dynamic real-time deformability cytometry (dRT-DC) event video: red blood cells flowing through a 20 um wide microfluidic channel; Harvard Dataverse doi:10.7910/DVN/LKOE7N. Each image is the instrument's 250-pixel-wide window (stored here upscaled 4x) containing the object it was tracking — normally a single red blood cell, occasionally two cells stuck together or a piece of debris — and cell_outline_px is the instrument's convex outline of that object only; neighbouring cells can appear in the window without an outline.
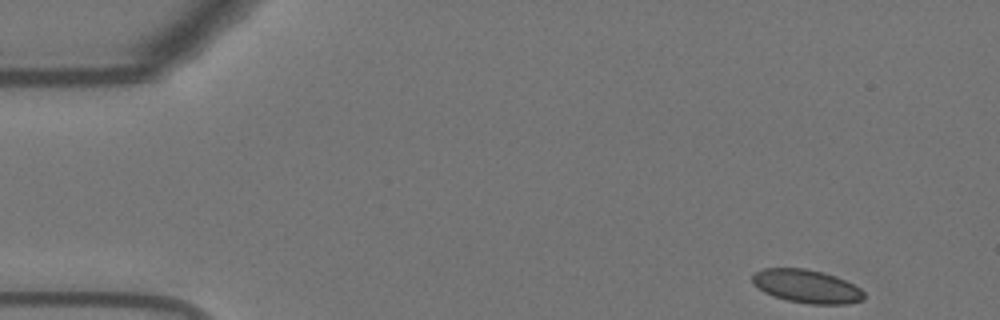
{"species": "Egyptian fruit bat (a non-hibernating species)", "species_latin": "Rousettus aegyptiacus", "temperature_condition": "warm", "stored_images_in_passage": 47, "camera_frame_rate_fps": 3000, "um_per_image_px": 0.085, "animal": {"sex": "female"}, "frame": {"image": 1, "passage_image": 1, "time_ms": 0.0, "image_size_px": [1000, 320], "cell_outline_px": [[864, 300], [848, 304], [808, 304], [788, 300], [772, 296], [764, 292], [752, 284], [752, 276], [756, 272], [764, 268], [808, 268], [824, 272], [836, 276], [860, 288], [864, 292]], "centroid_in_image_um": [68.57, 24.33], "position_along_channel_um": 16.4, "area_um2": 21.85}}
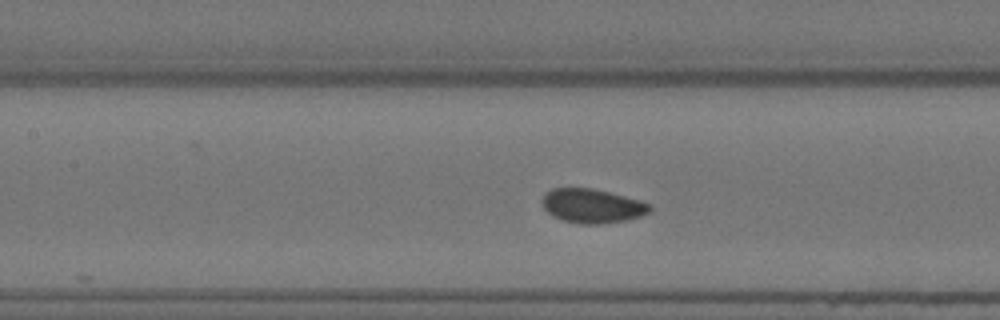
{"frame": {"image": 2, "passage_image": 21, "time_ms": 6.667, "image_size_px": [1000, 320], "cell_outline_px": [[652, 212], [628, 220], [596, 224], [580, 224], [564, 220], [552, 216], [544, 208], [544, 192], [552, 188], [592, 188], [640, 200], [652, 204]], "centroid_in_image_um": [50.38, 17.5], "position_along_channel_um": 157.0, "area_um2": 21.39}}
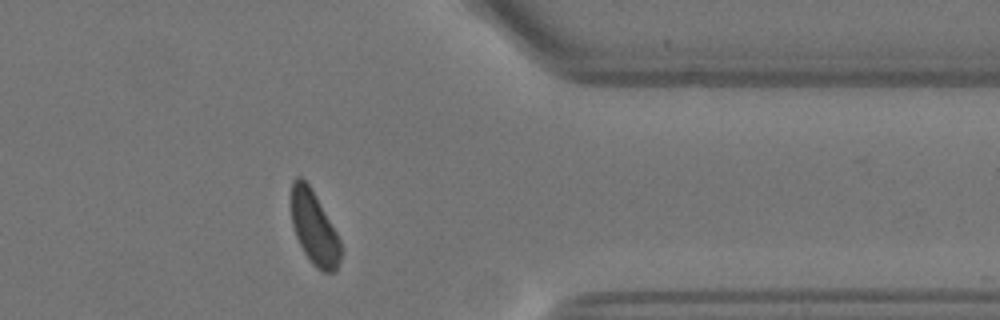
{"frame": {"image": 3, "passage_image": 41, "time_ms": 13.333, "image_size_px": [1000, 320], "cell_outline_px": [[340, 260], [336, 268], [332, 272], [324, 272], [316, 268], [312, 264], [304, 252], [296, 236], [292, 224], [292, 180], [296, 176], [300, 176], [308, 184], [336, 232], [340, 240]], "centroid_in_image_um": [26.69, 19.4], "position_along_channel_um": 384.7, "area_um2": 20.58}, "authors_computed_cell_mechanics": {"area_um2": 21.8484, "velocity_mm_per_s": 3.6346, "shape_relaxation_time_tau1_ms": 2.5722, "shape_relaxation_time_tau2_ms": null, "deformation_change_tau1": 0.0515, "deformation_change_tau2": null}}